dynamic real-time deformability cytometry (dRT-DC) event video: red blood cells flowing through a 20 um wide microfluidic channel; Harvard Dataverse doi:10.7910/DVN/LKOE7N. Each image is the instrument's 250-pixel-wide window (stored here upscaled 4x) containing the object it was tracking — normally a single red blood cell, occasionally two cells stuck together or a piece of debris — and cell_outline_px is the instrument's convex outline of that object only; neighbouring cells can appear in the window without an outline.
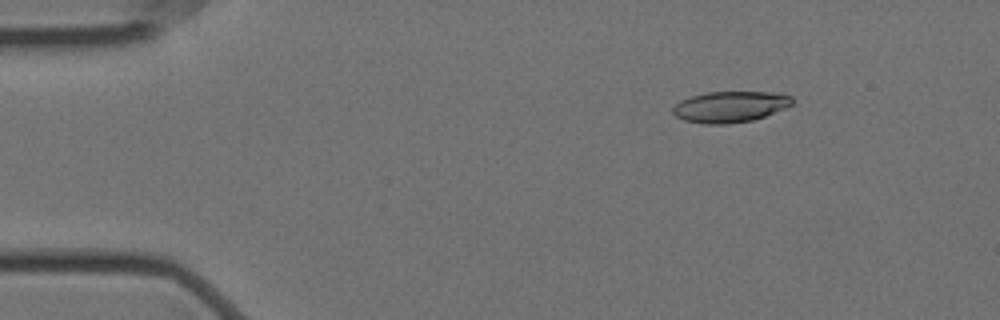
{"species": "Egyptian fruit bat (a non-hibernating species)", "species_latin": "Rousettus aegyptiacus", "temperature_condition": "cold", "stored_images_in_passage": 57, "camera_frame_rate_fps": 3000, "um_per_image_px": 0.085, "animal": {"sex": "female"}, "frame": {"image": 1, "passage_image": 8, "time_ms": 2.333, "image_size_px": [1000, 320], "cell_outline_px": [[792, 104], [784, 108], [764, 116], [752, 120], [728, 124], [704, 124], [684, 120], [676, 116], [672, 112], [672, 108], [680, 100], [688, 96], [708, 92], [772, 92], [792, 96]], "centroid_in_image_um": [62.01, 9.07], "position_along_channel_um": 23.0, "area_um2": 21.56}}
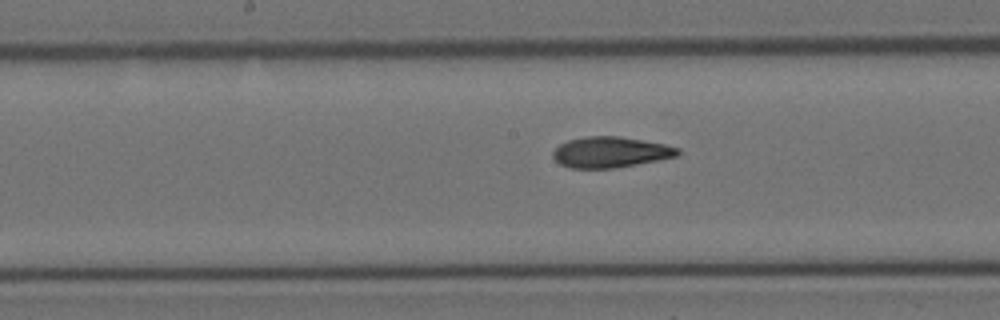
{"frame": {"image": 2, "passage_image": 29, "time_ms": 9.333, "image_size_px": [1000, 320], "cell_outline_px": [[680, 152], [676, 156], [636, 164], [612, 168], [572, 168], [560, 164], [552, 156], [552, 152], [560, 144], [568, 140], [588, 136], [620, 136], [664, 144], [680, 148]], "centroid_in_image_um": [51.87, 12.93], "position_along_channel_um": 196.3, "area_um2": 22.14}}
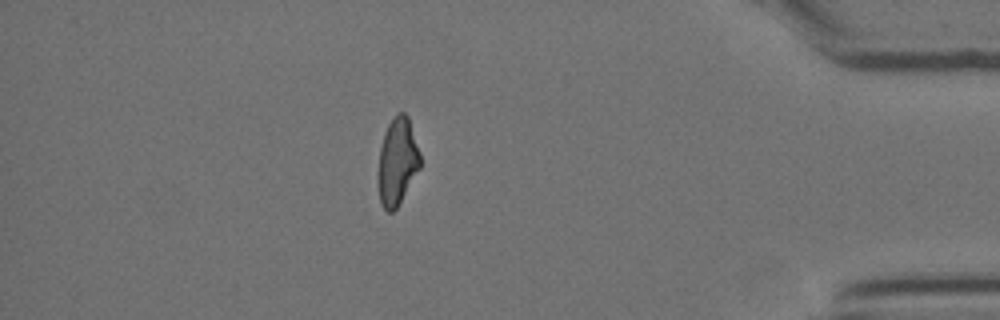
{"frame": {"image": 3, "passage_image": 50, "time_ms": 16.333, "image_size_px": [1000, 320], "cell_outline_px": [[420, 168], [396, 208], [392, 212], [388, 212], [380, 204], [380, 148], [384, 132], [388, 124], [396, 112], [404, 112], [408, 116], [420, 152]], "centroid_in_image_um": [33.8, 13.67], "position_along_channel_um": 401.4, "area_um2": 20.87}, "authors_computed_cell_mechanics": {"area_um2": 22.253, "velocity_mm_per_s": 3.5303, "shape_relaxation_time_tau1_ms": null, "shape_relaxation_time_tau2_ms": 3.6698, "deformation_change_tau1": null, "deformation_change_tau2": 0.1168}}